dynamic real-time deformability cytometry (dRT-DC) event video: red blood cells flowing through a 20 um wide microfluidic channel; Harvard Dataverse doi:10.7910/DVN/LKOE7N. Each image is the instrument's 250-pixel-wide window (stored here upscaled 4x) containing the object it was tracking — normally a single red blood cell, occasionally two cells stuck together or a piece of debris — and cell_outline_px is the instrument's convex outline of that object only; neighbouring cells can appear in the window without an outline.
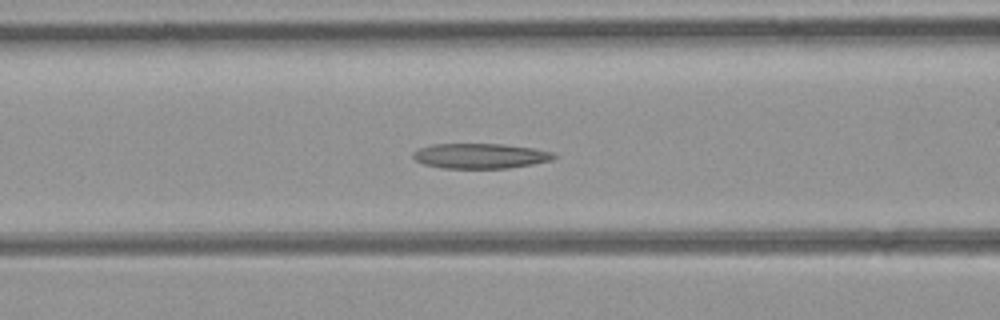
{"species": "common noctule bat (a hibernating species)", "species_latin": "Nyctalus noctula", "temperature_condition": "room temperature", "stored_images_in_passage": 49, "camera_frame_rate_fps": 3000, "um_per_image_px": 0.085, "animal": {"sex": "female", "body_mass_g": 21.9}, "frame": {"image": 1, "passage_image": 19, "time_ms": 6.0, "image_size_px": [1000, 320], "cell_outline_px": [[556, 156], [552, 160], [532, 164], [508, 168], [440, 168], [424, 164], [416, 160], [412, 156], [412, 152], [420, 148], [432, 144], [500, 144], [536, 148], [552, 152]], "centroid_in_image_um": [40.81, 13.25], "position_along_channel_um": 125.8, "area_um2": 20.58}}
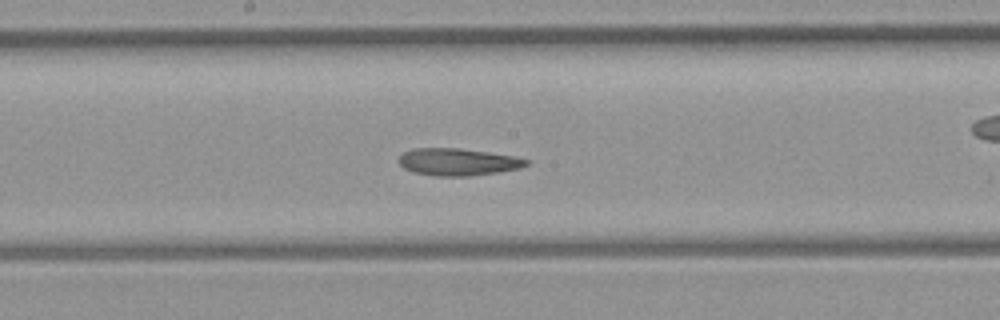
{"frame": {"image": 2, "passage_image": 25, "time_ms": 8.0, "image_size_px": [1000, 320], "cell_outline_px": [[528, 164], [520, 168], [500, 172], [468, 176], [436, 176], [412, 172], [404, 168], [396, 160], [404, 152], [412, 148], [456, 148], [488, 152], [516, 156], [528, 160]], "centroid_in_image_um": [38.9, 13.76], "position_along_channel_um": 209.3, "area_um2": 20.29}}
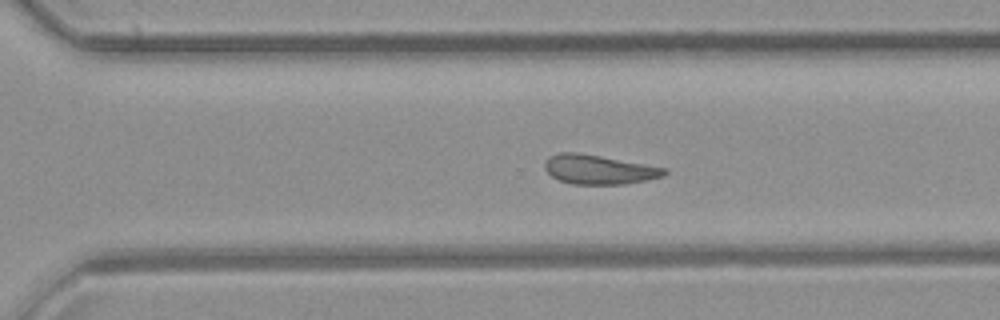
{"frame": {"image": 3, "passage_image": 33, "time_ms": 10.667, "image_size_px": [1000, 320], "cell_outline_px": [[668, 172], [664, 176], [624, 184], [572, 184], [560, 180], [552, 176], [544, 168], [544, 160], [548, 156], [560, 152], [576, 152], [600, 156], [668, 168]], "centroid_in_image_um": [50.89, 14.4], "position_along_channel_um": 319.7, "area_um2": 20.4}}